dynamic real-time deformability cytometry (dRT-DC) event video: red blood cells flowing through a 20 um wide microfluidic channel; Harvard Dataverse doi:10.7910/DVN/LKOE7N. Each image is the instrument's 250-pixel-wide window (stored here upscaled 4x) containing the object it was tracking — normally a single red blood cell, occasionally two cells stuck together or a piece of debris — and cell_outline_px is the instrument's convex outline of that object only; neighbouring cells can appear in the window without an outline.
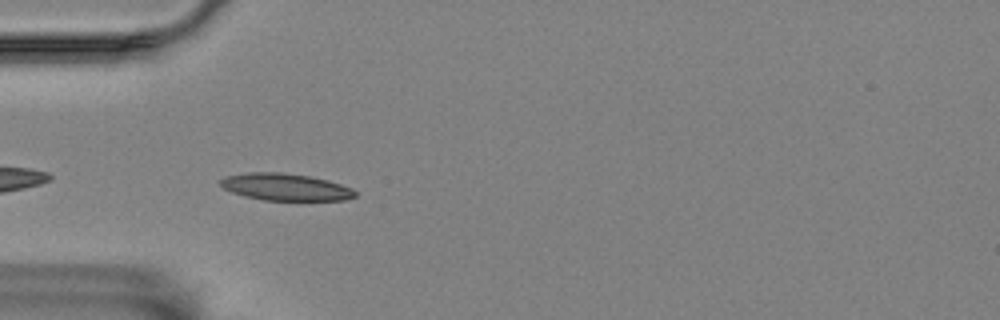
{"species": "Egyptian fruit bat (a non-hibernating species)", "species_latin": "Rousettus aegyptiacus", "temperature_condition": "room temperature", "stored_images_in_passage": 7, "camera_frame_rate_fps": 3000, "um_per_image_px": 0.085, "animal": {"sex": "female"}, "frame": {"image": 1, "passage_image": 5, "time_ms": 4.667, "image_size_px": [1000, 320], "cell_outline_px": [[356, 196], [344, 200], [264, 200], [244, 196], [232, 192], [224, 188], [220, 184], [220, 180], [224, 176], [248, 172], [280, 172], [308, 176], [328, 180], [352, 188], [356, 192]], "centroid_in_image_um": [24.25, 15.89], "position_along_channel_um": 60.8, "area_um2": 21.15}}
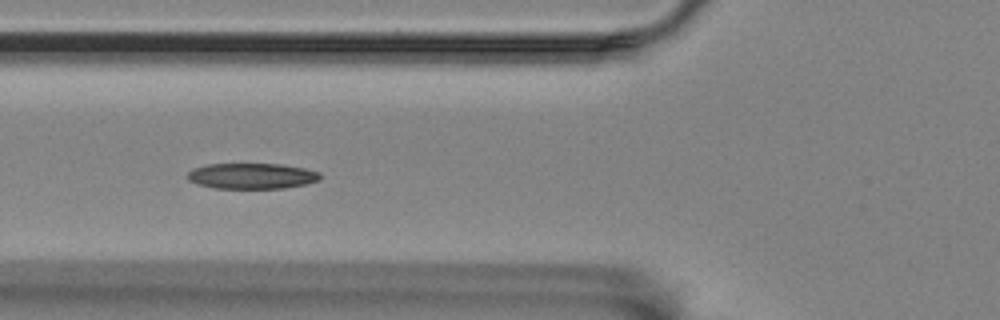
{"frame": {"image": 2, "passage_image": 6, "time_ms": 6.0, "image_size_px": [1000, 320], "cell_outline_px": [[320, 180], [304, 184], [284, 188], [212, 188], [196, 184], [188, 180], [188, 172], [192, 168], [208, 164], [280, 164], [304, 168], [320, 172]], "centroid_in_image_um": [21.37, 14.96], "position_along_channel_um": 104.4, "area_um2": 19.88}}
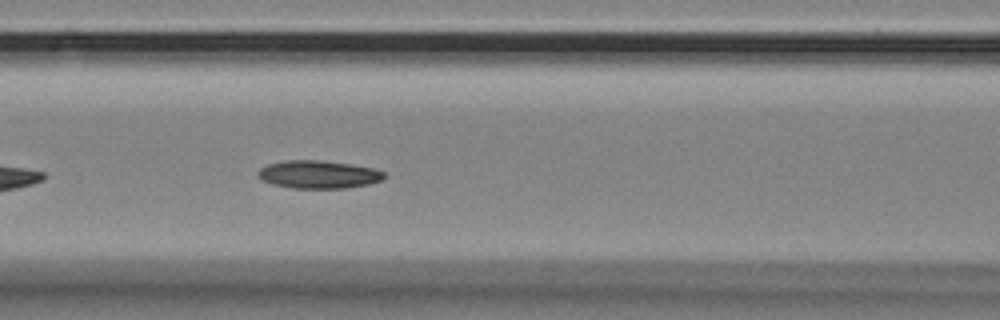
{"frame": {"image": 3, "passage_image": 7, "time_ms": 7.0, "image_size_px": [1000, 320], "cell_outline_px": [[384, 180], [368, 184], [344, 188], [292, 188], [272, 184], [256, 176], [256, 172], [260, 168], [268, 164], [284, 160], [320, 160], [352, 164], [372, 168], [384, 172]], "centroid_in_image_um": [27.04, 14.82], "position_along_channel_um": 139.6, "area_um2": 20.58}}